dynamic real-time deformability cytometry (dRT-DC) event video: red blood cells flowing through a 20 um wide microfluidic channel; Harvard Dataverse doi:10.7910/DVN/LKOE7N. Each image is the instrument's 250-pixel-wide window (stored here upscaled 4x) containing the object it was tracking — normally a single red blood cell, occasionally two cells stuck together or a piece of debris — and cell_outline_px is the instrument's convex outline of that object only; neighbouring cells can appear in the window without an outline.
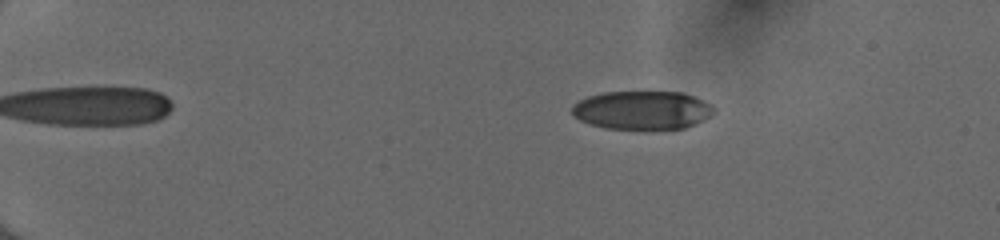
{"species": "human", "species_latin": "Homo sapiens", "temperature_condition": "cold", "stored_images_in_passage": 47, "camera_frame_rate_fps": 3000, "um_per_image_px": 0.085, "donor": {"sex": "female"}, "frame": {"image": 1, "passage_image": 5, "time_ms": 1.333, "image_size_px": [1000, 240], "cell_outline_px": [[712, 116], [684, 128], [604, 128], [580, 120], [572, 116], [572, 104], [588, 96], [604, 92], [684, 92], [712, 104]], "centroid_in_image_um": [54.57, 9.35], "position_along_channel_um": 30.4, "area_um2": 31.56}}
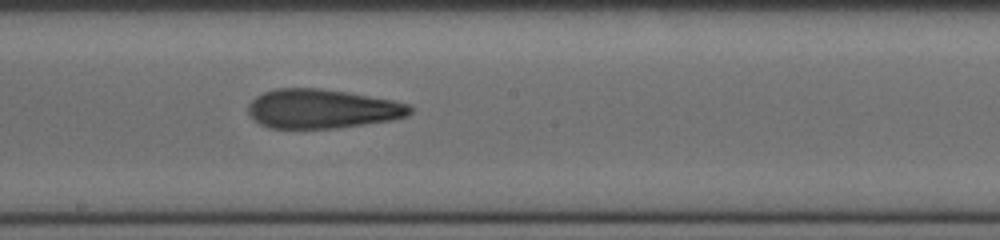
{"frame": {"image": 2, "passage_image": 27, "time_ms": 8.667, "image_size_px": [1000, 240], "cell_outline_px": [[412, 112], [408, 116], [392, 120], [336, 128], [268, 128], [260, 124], [248, 112], [248, 104], [256, 96], [264, 92], [276, 88], [320, 88], [348, 92], [392, 100], [408, 104], [412, 108]], "centroid_in_image_um": [27.38, 9.24], "position_along_channel_um": 220.8, "area_um2": 36.93}}
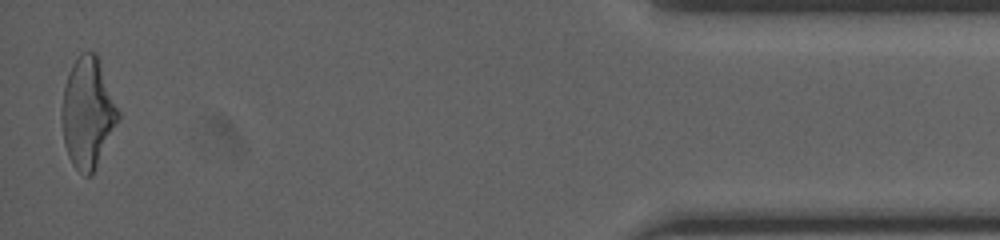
{"frame": {"image": 3, "passage_image": 47, "time_ms": 15.333, "image_size_px": [1000, 240], "cell_outline_px": [[120, 116], [92, 176], [84, 176], [72, 164], [68, 156], [64, 144], [60, 116], [60, 108], [64, 84], [68, 72], [72, 64], [80, 52], [96, 52], [120, 112]], "centroid_in_image_um": [7.42, 9.58], "position_along_channel_um": 427.8, "area_um2": 36.59}, "authors_computed_cell_mechanics": {"area_um2": 36.414, "velocity_mm_per_s": 4.0654, "shape_relaxation_time_tau1_ms": 4.7143, "shape_relaxation_time_tau2_ms": 1.792, "deformation_change_tau1": 0.2047, "deformation_change_tau2": 0.1208}}